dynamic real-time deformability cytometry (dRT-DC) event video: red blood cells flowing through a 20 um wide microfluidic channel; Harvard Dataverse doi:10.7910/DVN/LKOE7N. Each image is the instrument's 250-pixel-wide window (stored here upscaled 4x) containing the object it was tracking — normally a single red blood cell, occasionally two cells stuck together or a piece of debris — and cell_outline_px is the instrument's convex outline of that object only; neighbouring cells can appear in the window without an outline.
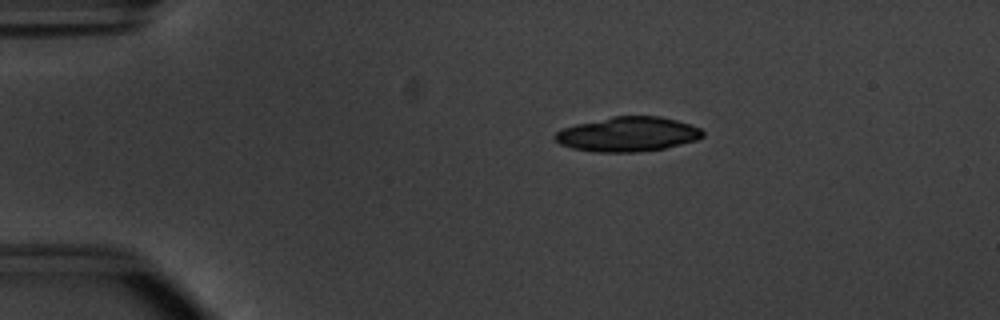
{"species": "common noctule bat (a hibernating species)", "species_latin": "Nyctalus noctula", "temperature_condition": "warm", "stored_images_in_passage": 53, "camera_frame_rate_fps": 3000, "um_per_image_px": 0.085, "animal": {"sex": "male", "body_mass_g": 20.1, "forearm_length_mm": 53.5}, "frame": {"image": 1, "passage_image": 11, "time_ms": 3.333, "image_size_px": [1000, 320], "cell_outline_px": [[704, 136], [696, 140], [664, 148], [636, 152], [592, 152], [572, 148], [560, 144], [552, 136], [556, 132], [564, 128], [576, 124], [612, 116], [660, 116], [692, 124], [700, 128], [704, 132]], "centroid_in_image_um": [53.36, 11.4], "position_along_channel_um": 31.6, "area_um2": 29.82}}